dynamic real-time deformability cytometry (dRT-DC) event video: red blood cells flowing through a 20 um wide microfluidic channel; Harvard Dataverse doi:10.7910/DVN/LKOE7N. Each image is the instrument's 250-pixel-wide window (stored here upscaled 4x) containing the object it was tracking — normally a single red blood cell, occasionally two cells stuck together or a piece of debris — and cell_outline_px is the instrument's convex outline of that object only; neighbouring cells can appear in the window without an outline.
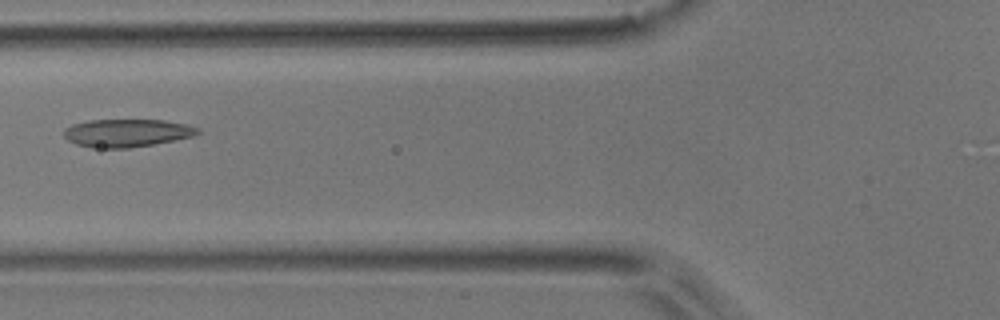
{"species": "common noctule bat (a hibernating species)", "species_latin": "Nyctalus noctula", "temperature_condition": "room temperature", "stored_images_in_passage": 5, "camera_frame_rate_fps": 3000, "um_per_image_px": 0.085, "animal": {"sex": "male", "body_mass_g": 17.9}, "frame": {"image": 1, "passage_image": 5, "time_ms": 1.333, "image_size_px": [1000, 320], "cell_outline_px": [[200, 132], [192, 136], [152, 144], [128, 148], [92, 148], [76, 144], [68, 140], [64, 136], [64, 128], [72, 124], [88, 120], [164, 120], [188, 124], [200, 128]], "centroid_in_image_um": [10.76, 11.29], "position_along_channel_um": 115.0, "area_um2": 21.73}}